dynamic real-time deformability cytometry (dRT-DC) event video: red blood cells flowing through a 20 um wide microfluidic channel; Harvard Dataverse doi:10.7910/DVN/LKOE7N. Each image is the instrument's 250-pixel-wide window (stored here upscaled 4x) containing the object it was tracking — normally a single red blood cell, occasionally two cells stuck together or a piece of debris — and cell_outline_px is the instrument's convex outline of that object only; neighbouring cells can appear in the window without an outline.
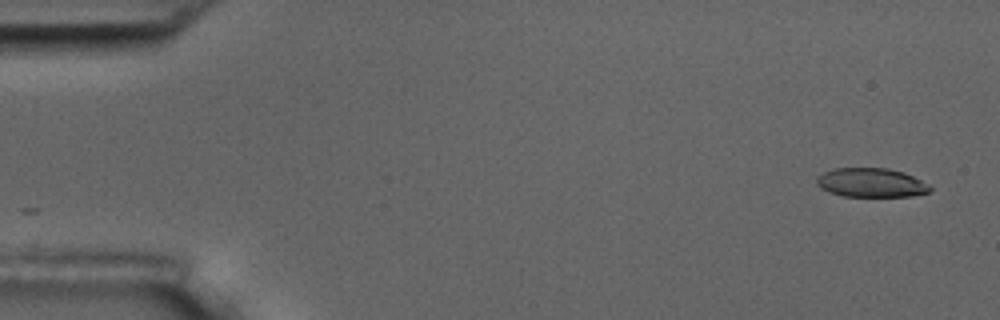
{"species": "common noctule bat (a hibernating species)", "species_latin": "Nyctalus noctula", "temperature_condition": "room temperature", "stored_images_in_passage": 2, "camera_frame_rate_fps": 3000, "um_per_image_px": 0.085, "animal": {"sex": "male", "body_mass_g": 17.5, "forearm_length_mm": 52.3}, "frame": {"image": 1, "passage_image": 2, "time_ms": 1.0, "image_size_px": [1000, 320], "cell_outline_px": [[932, 188], [928, 192], [912, 196], [844, 196], [820, 188], [816, 184], [816, 176], [832, 168], [888, 168], [904, 172], [928, 184]], "centroid_in_image_um": [74.02, 15.51], "position_along_channel_um": 11.0, "area_um2": 19.13}}